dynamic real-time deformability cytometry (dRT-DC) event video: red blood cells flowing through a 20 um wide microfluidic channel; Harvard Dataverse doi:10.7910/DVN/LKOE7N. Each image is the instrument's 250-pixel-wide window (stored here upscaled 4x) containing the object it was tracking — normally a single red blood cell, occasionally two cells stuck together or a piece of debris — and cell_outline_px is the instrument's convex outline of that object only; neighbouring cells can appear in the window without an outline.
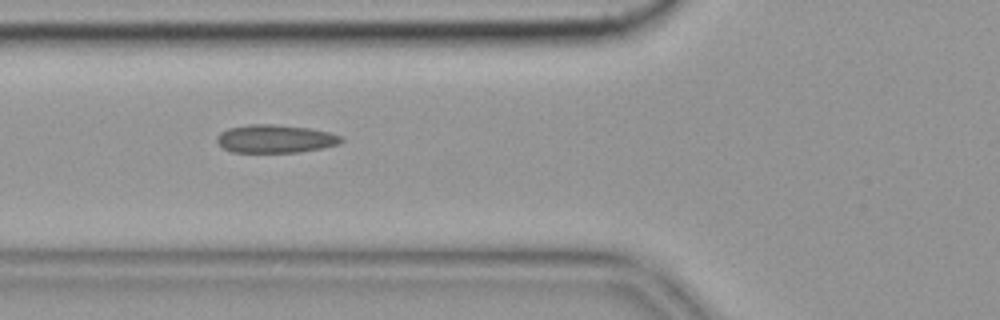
{"species": "common noctule bat (a hibernating species)", "species_latin": "Nyctalus noctula", "temperature_condition": "cold", "stored_images_in_passage": 42, "camera_frame_rate_fps": 3000, "um_per_image_px": 0.085, "animal": {"sex": "female", "body_mass_g": 19.9}, "frame": {"image": 1, "passage_image": 7, "time_ms": 2.0, "image_size_px": [1000, 320], "cell_outline_px": [[344, 140], [340, 144], [320, 148], [296, 152], [232, 152], [224, 148], [216, 140], [216, 136], [220, 132], [228, 128], [248, 124], [272, 124], [308, 128], [328, 132], [340, 136]], "centroid_in_image_um": [23.37, 11.79], "position_along_channel_um": 102.4, "area_um2": 20.23}, "authors_computed_cell_mechanics": {"area_um2": 19.7965, "velocity_mm_per_s": 3.5955, "shape_relaxation_time_tau1_ms": null, "shape_relaxation_time_tau2_ms": 3.6072, "deformation_change_tau1": null, "deformation_change_tau2": 0.1121}}